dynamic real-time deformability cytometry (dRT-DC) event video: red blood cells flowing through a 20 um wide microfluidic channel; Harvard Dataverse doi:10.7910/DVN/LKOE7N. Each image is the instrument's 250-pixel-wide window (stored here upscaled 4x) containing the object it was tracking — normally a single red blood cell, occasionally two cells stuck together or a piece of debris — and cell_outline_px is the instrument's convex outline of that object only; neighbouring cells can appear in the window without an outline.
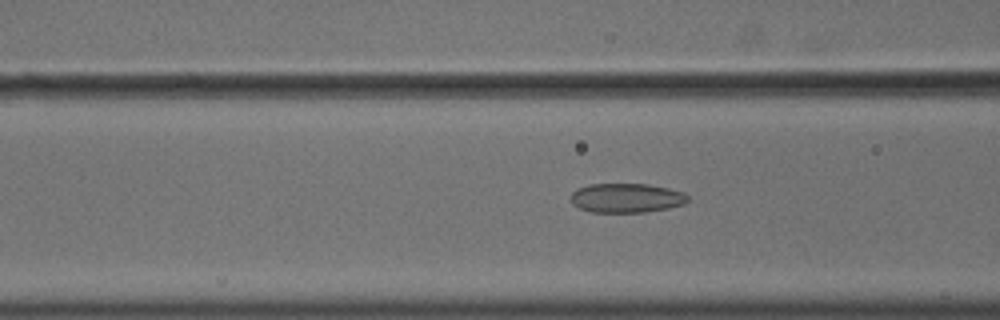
{"species": "common noctule bat (a hibernating species)", "species_latin": "Nyctalus noctula", "temperature_condition": "cold", "stored_images_in_passage": 56, "camera_frame_rate_fps": 3000, "um_per_image_px": 0.085, "animal": {"sex": "male", "body_mass_g": 18.8}, "frame": {"image": 1, "passage_image": 23, "time_ms": 7.333, "image_size_px": [1000, 320], "cell_outline_px": [[688, 200], [684, 204], [668, 208], [644, 212], [592, 212], [580, 208], [572, 204], [568, 200], [572, 192], [576, 188], [588, 184], [648, 184], [668, 188], [684, 192], [688, 196]], "centroid_in_image_um": [53.2, 16.82], "position_along_channel_um": 113.4, "area_um2": 20.17}}
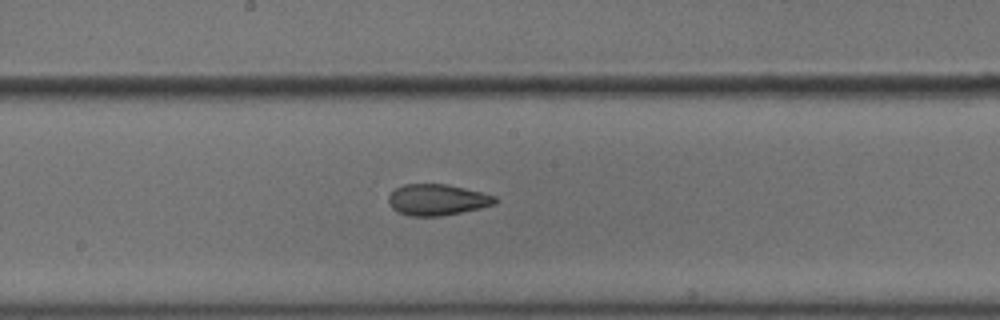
{"frame": {"image": 2, "passage_image": 31, "time_ms": 10.0, "image_size_px": [1000, 320], "cell_outline_px": [[496, 204], [480, 208], [440, 216], [408, 216], [392, 208], [388, 204], [388, 196], [396, 188], [404, 184], [448, 184], [496, 196]], "centroid_in_image_um": [37.14, 16.98], "position_along_channel_um": 211.1, "area_um2": 19.25}}
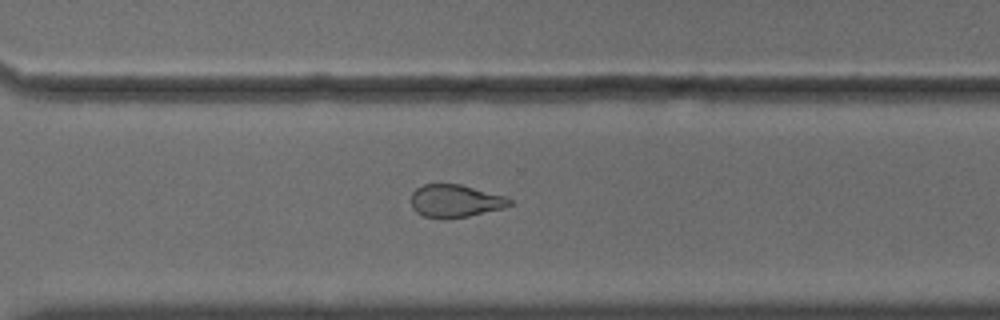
{"frame": {"image": 3, "passage_image": 41, "time_ms": 13.333, "image_size_px": [1000, 320], "cell_outline_px": [[512, 204], [504, 208], [468, 216], [444, 220], [440, 220], [424, 216], [416, 212], [412, 208], [412, 192], [416, 188], [424, 184], [460, 184], [504, 196], [512, 200]], "centroid_in_image_um": [38.67, 17.1], "position_along_channel_um": 331.9, "area_um2": 18.9}, "authors_computed_cell_mechanics": {"area_um2": 21.2704, "velocity_mm_per_s": 3.6436, "shape_relaxation_time_tau1_ms": null, "shape_relaxation_time_tau2_ms": 2.876, "deformation_change_tau1": null, "deformation_change_tau2": 0.0873}}